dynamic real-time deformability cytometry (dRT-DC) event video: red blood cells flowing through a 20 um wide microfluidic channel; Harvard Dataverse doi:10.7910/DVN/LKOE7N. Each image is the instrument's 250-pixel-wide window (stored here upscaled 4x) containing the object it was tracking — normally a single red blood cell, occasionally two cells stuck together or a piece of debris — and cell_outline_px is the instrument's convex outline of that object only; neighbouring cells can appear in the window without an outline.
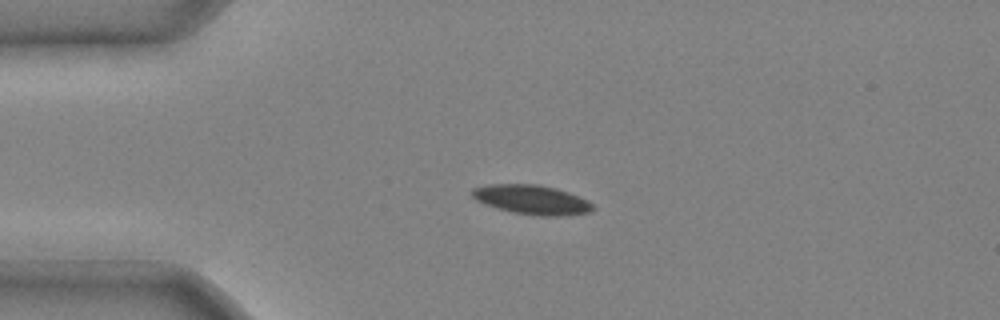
{"species": "common noctule bat (a hibernating species)", "species_latin": "Nyctalus noctula", "temperature_condition": "cold", "stored_images_in_passage": 4, "camera_frame_rate_fps": 3000, "um_per_image_px": 0.085, "animal": {"sex": "male", "body_mass_g": 20.4}, "frame": {"image": 1, "passage_image": 2, "time_ms": 0.333, "image_size_px": [1000, 320], "cell_outline_px": [[596, 208], [592, 212], [568, 216], [536, 216], [512, 212], [496, 208], [484, 204], [476, 200], [472, 196], [472, 188], [488, 184], [540, 184], [556, 188], [568, 192], [588, 200]], "centroid_in_image_um": [45.23, 16.98], "position_along_channel_um": 39.8, "area_um2": 21.04}}
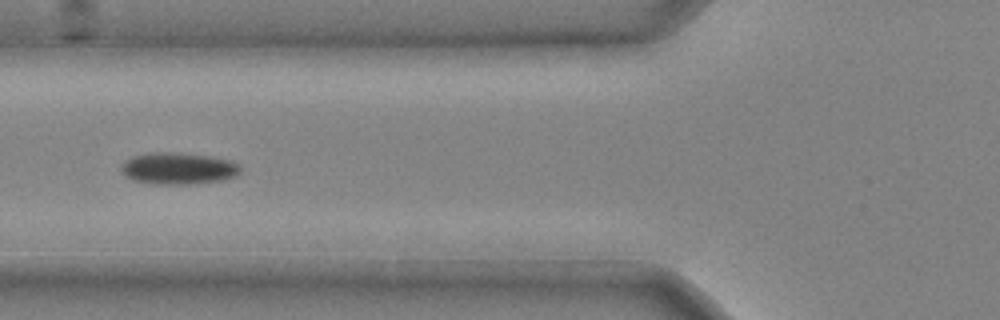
{"frame": {"image": 2, "passage_image": 4, "time_ms": 1.0, "image_size_px": [1000, 320], "cell_outline_px": [[240, 172], [236, 176], [224, 180], [192, 184], [156, 184], [132, 180], [124, 176], [120, 172], [120, 164], [124, 160], [132, 156], [152, 152], [180, 152], [208, 156], [232, 160], [240, 164]], "centroid_in_image_um": [15.13, 14.31], "position_along_channel_um": 110.7, "area_um2": 22.54}}